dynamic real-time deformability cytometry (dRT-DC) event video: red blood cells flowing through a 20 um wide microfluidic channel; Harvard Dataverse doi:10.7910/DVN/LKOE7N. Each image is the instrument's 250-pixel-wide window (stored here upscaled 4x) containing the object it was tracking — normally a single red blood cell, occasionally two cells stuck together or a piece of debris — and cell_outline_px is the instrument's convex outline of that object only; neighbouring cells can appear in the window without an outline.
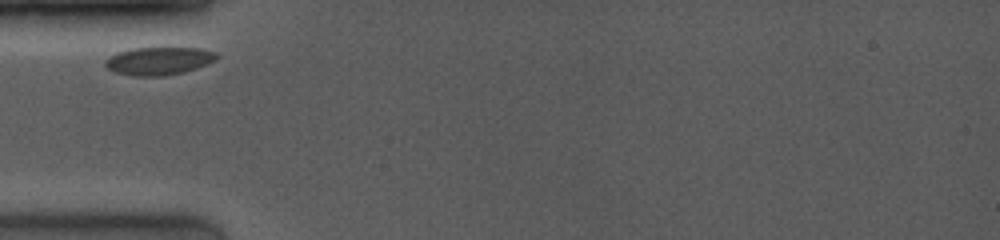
{"species": "common noctule bat (a hibernating species)", "species_latin": "Nyctalus noctula", "temperature_condition": "room temperature", "stored_images_in_passage": 10, "camera_frame_rate_fps": 4000, "um_per_image_px": 0.085, "animal": {"sex": "female", "body_mass_g": 19.0, "forearm_length_mm": 53.3}, "frame": {"image": 1, "passage_image": 1, "time_ms": 0.0, "image_size_px": [1000, 240], "cell_outline_px": [[220, 56], [216, 60], [196, 68], [184, 72], [164, 76], [132, 76], [116, 72], [108, 68], [104, 64], [104, 60], [108, 56], [116, 52], [132, 48], [200, 48], [216, 52]], "centroid_in_image_um": [13.48, 5.17], "position_along_channel_um": 71.5, "area_um2": 18.26}}
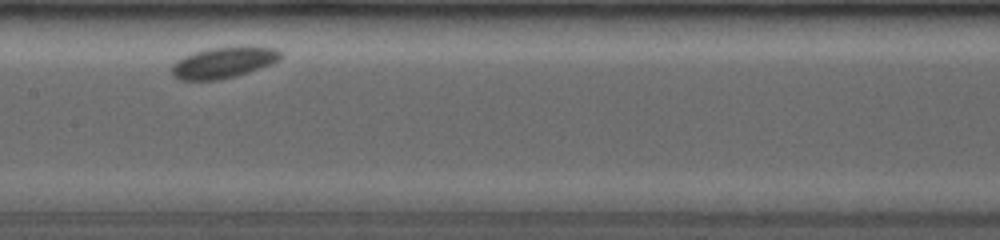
{"frame": {"image": 2, "passage_image": 6, "time_ms": 3.25, "image_size_px": [1000, 240], "cell_outline_px": [[284, 56], [280, 60], [272, 64], [236, 76], [216, 80], [180, 80], [172, 76], [172, 64], [176, 60], [184, 56], [196, 52], [212, 48], [276, 48]], "centroid_in_image_um": [18.97, 5.35], "position_along_channel_um": 188.4, "area_um2": 19.25}}
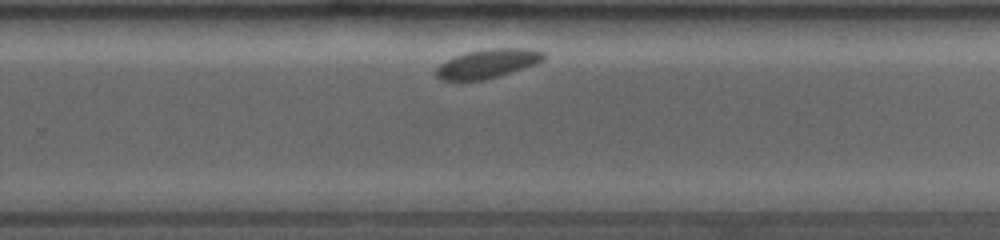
{"frame": {"image": 3, "passage_image": 10, "time_ms": 6.0, "image_size_px": [1000, 240], "cell_outline_px": [[544, 60], [536, 64], [484, 80], [440, 80], [436, 76], [436, 68], [440, 64], [452, 56], [464, 52], [488, 48], [532, 48], [544, 52]], "centroid_in_image_um": [41.43, 5.38], "position_along_channel_um": 288.4, "area_um2": 18.26}}